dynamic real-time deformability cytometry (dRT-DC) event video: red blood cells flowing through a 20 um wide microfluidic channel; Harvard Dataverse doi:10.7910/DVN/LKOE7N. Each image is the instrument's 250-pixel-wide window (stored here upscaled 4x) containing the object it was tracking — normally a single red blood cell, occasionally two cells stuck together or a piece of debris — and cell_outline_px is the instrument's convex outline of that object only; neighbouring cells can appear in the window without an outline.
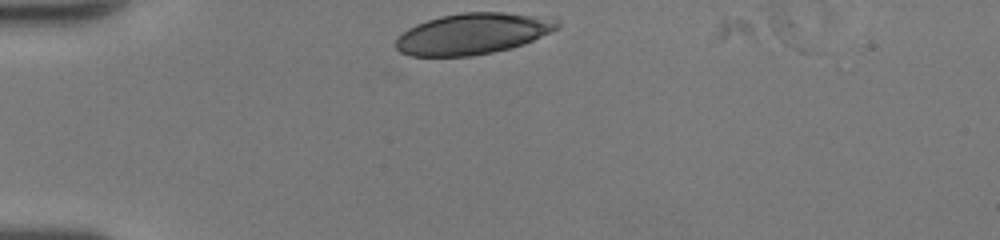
{"species": "human", "species_latin": "Homo sapiens", "temperature_condition": "room temperature", "stored_images_in_passage": 9, "camera_frame_rate_fps": 3000, "um_per_image_px": 0.085, "donor": {"sex": "female"}, "frame": {"image": 1, "passage_image": 1, "time_ms": 0.0, "image_size_px": [1000, 240], "cell_outline_px": [[560, 28], [552, 32], [524, 44], [512, 48], [472, 56], [412, 56], [400, 52], [396, 48], [396, 36], [408, 28], [416, 24], [440, 16], [464, 12], [504, 12], [560, 16]], "centroid_in_image_um": [40.29, 2.84], "position_along_channel_um": 44.7, "area_um2": 39.54}}
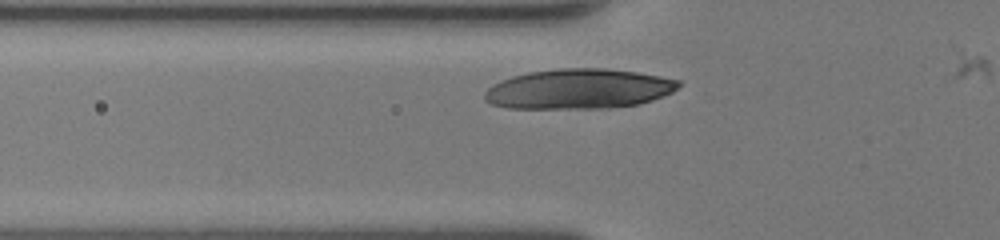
{"frame": {"image": 2, "passage_image": 7, "time_ms": 2.0, "image_size_px": [1000, 240], "cell_outline_px": [[680, 84], [672, 92], [664, 96], [640, 104], [608, 108], [508, 108], [492, 104], [484, 100], [484, 92], [492, 84], [500, 80], [512, 76], [528, 72], [560, 68], [604, 68], [636, 72], [660, 76], [680, 80]], "centroid_in_image_um": [49.17, 7.56], "position_along_channel_um": 76.6, "area_um2": 45.32}}